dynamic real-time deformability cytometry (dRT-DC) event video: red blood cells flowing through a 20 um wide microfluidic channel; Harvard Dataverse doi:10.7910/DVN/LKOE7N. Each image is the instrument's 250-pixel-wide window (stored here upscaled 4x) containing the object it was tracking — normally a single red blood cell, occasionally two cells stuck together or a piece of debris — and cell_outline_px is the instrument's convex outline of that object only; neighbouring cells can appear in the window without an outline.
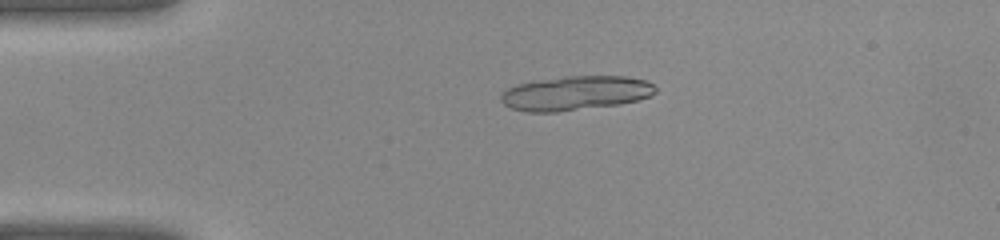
{"species": "common noctule bat (a hibernating species)", "species_latin": "Nyctalus noctula", "temperature_condition": "warm", "stored_images_in_passage": 41, "segment_of_instrument_passage": [1, 2], "camera_frame_rate_fps": 3000, "um_per_image_px": 0.085, "animal": {"sex": "female", "body_mass_g": 22.0, "forearm_length_mm": 56.7}, "frame": {"image": 1, "passage_image": 9, "time_ms": 2.667, "image_size_px": [1000, 240], "cell_outline_px": [[656, 92], [648, 96], [636, 100], [620, 104], [556, 112], [528, 112], [512, 108], [504, 104], [500, 100], [500, 96], [508, 88], [516, 84], [564, 76], [628, 76], [648, 80], [656, 88]], "centroid_in_image_um": [48.93, 7.91], "position_along_channel_um": 36.1, "area_um2": 30.81}}